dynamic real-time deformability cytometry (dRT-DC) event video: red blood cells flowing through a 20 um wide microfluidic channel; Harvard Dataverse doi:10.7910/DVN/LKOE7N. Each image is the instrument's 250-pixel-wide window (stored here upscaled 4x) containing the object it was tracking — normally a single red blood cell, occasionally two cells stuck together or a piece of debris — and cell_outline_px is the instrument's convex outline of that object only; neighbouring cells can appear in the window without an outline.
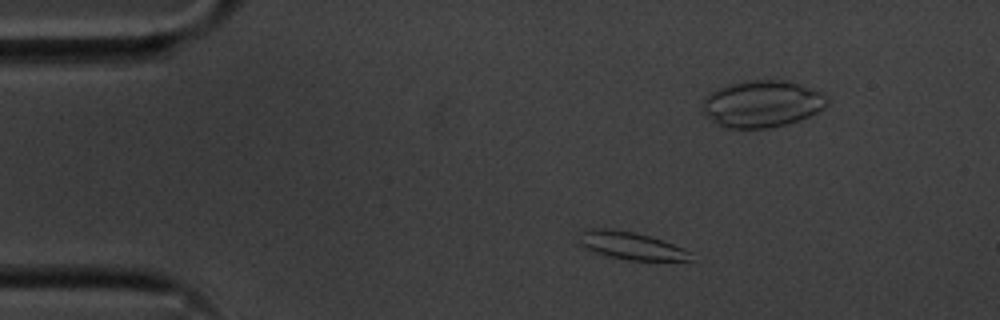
{"species": "common noctule bat (a hibernating species)", "species_latin": "Nyctalus noctula", "temperature_condition": "cold", "stored_images_in_passage": 47, "camera_frame_rate_fps": 3000, "um_per_image_px": 0.085, "animal": {"sex": "male", "body_mass_g": 20.1, "forearm_length_mm": 53.5}, "frame": {"image": 1, "passage_image": 1, "time_ms": 0.0, "image_size_px": [1000, 320], "cell_outline_px": [[692, 260], [628, 260], [608, 256], [596, 252], [588, 248], [580, 240], [580, 232], [588, 228], [604, 228], [632, 232], [648, 236], [672, 244], [692, 252]], "centroid_in_image_um": [53.66, 20.88], "position_along_channel_um": 31.3, "area_um2": 17.4}}
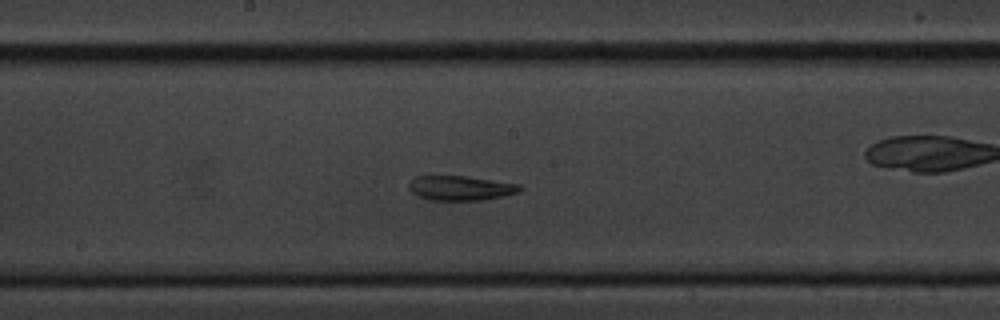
{"frame": {"image": 2, "passage_image": 20, "time_ms": 6.333, "image_size_px": [1000, 320], "cell_outline_px": [[524, 188], [520, 192], [504, 196], [480, 200], [432, 200], [416, 196], [408, 188], [408, 184], [416, 176], [464, 176], [520, 184]], "centroid_in_image_um": [39.16, 15.99], "position_along_channel_um": 209.0, "area_um2": 15.95}}
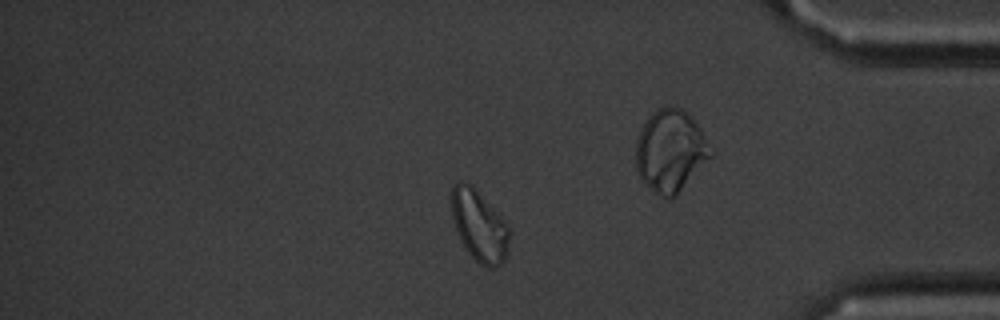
{"frame": {"image": 3, "passage_image": 38, "time_ms": 12.333, "image_size_px": [1000, 320], "cell_outline_px": [[508, 252], [504, 260], [500, 264], [492, 268], [488, 268], [480, 264], [468, 252], [456, 232], [452, 216], [452, 188], [460, 180], [476, 188], [504, 220], [508, 228]], "centroid_in_image_um": [40.73, 19.2], "position_along_channel_um": 394.5, "area_um2": 23.64}}